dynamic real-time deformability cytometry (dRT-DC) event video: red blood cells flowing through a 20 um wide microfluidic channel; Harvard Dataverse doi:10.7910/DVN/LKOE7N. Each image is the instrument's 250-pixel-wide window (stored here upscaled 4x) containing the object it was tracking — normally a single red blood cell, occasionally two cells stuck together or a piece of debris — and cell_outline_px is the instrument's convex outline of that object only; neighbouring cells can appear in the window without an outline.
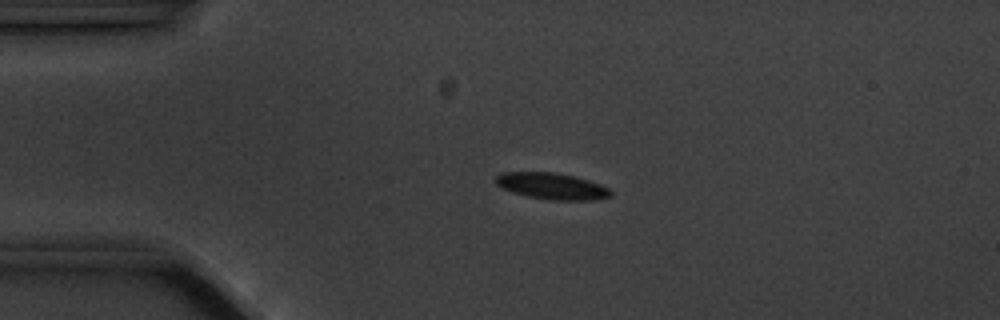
{"species": "common noctule bat (a hibernating species)", "species_latin": "Nyctalus noctula", "temperature_condition": "cold", "stored_images_in_passage": 4, "camera_frame_rate_fps": 3000, "um_per_image_px": 0.085, "animal": {"sex": "male", "body_mass_g": 20.1, "forearm_length_mm": 53.5}, "frame": {"image": 1, "passage_image": 3, "time_ms": 2.333, "image_size_px": [1000, 320], "cell_outline_px": [[612, 196], [596, 200], [552, 200], [528, 196], [512, 192], [496, 184], [496, 176], [500, 172], [556, 172], [588, 180], [600, 184], [608, 188], [612, 192]], "centroid_in_image_um": [46.92, 15.82], "position_along_channel_um": 38.1, "area_um2": 17.63}}